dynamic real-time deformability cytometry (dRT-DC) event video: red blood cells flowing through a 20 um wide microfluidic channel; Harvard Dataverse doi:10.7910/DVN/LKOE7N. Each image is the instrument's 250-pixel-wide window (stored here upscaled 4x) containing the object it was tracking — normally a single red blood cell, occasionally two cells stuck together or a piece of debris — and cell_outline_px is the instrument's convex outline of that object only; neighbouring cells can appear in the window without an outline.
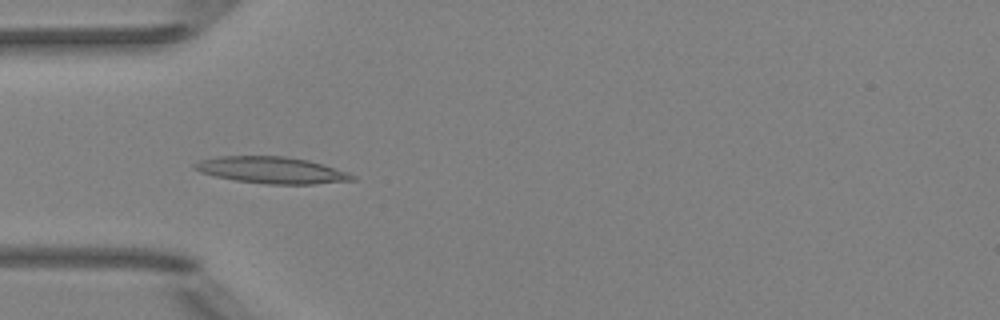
{"species": "Egyptian fruit bat (a non-hibernating species)", "species_latin": "Rousettus aegyptiacus", "temperature_condition": "room temperature", "stored_images_in_passage": 40, "camera_frame_rate_fps": 3000, "um_per_image_px": 0.085, "animal": {"sex": "female"}, "frame": {"image": 1, "passage_image": 4, "time_ms": 1.0, "image_size_px": [1000, 320], "cell_outline_px": [[356, 180], [312, 184], [268, 184], [236, 180], [216, 176], [200, 172], [192, 168], [192, 164], [200, 160], [220, 156], [284, 156], [308, 160], [324, 164], [348, 172], [356, 176]], "centroid_in_image_um": [23.11, 14.45], "position_along_channel_um": 61.9, "area_um2": 24.45}}
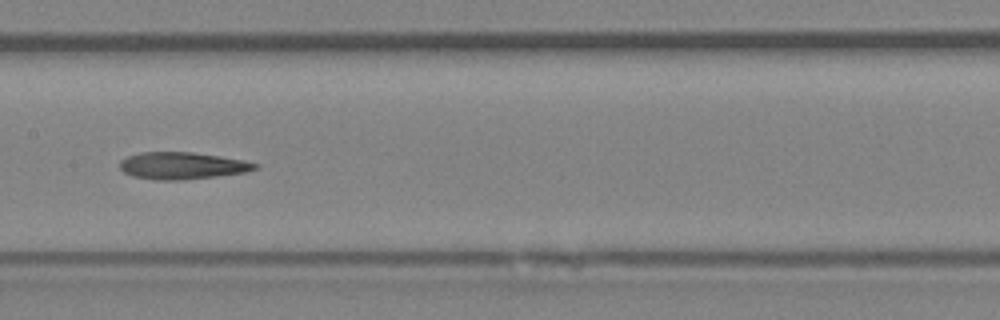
{"frame": {"image": 2, "passage_image": 14, "time_ms": 4.333, "image_size_px": [1000, 320], "cell_outline_px": [[260, 164], [256, 168], [244, 172], [216, 176], [180, 180], [160, 180], [132, 176], [124, 172], [120, 168], [120, 160], [128, 156], [140, 152], [192, 152], [220, 156], [244, 160]], "centroid_in_image_um": [15.47, 14.07], "position_along_channel_um": 191.9, "area_um2": 21.15}}
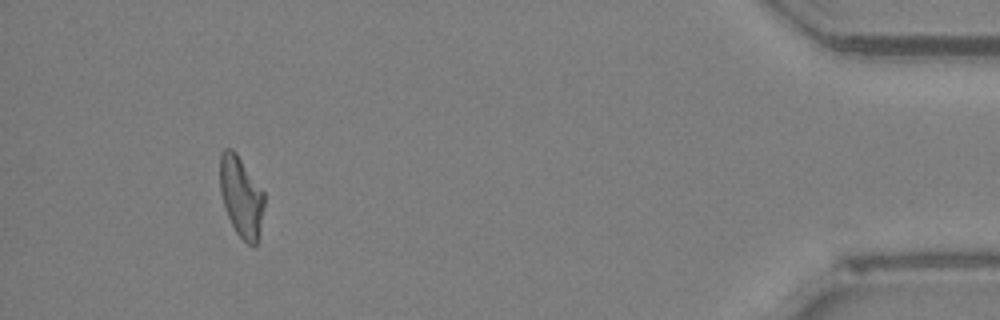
{"frame": {"image": 3, "passage_image": 36, "time_ms": 11.667, "image_size_px": [1000, 320], "cell_outline_px": [[264, 204], [260, 228], [256, 244], [248, 244], [236, 232], [228, 216], [220, 192], [220, 152], [224, 148], [232, 148], [236, 152], [264, 192]], "centroid_in_image_um": [20.48, 16.66], "position_along_channel_um": 414.7, "area_um2": 20.52}, "authors_computed_cell_mechanics": {"area_um2": 21.1837, "velocity_mm_per_s": 3.956, "shape_relaxation_time_tau1_ms": null, "shape_relaxation_time_tau2_ms": 4.8743, "deformation_change_tau1": null, "deformation_change_tau2": 0.1552}}